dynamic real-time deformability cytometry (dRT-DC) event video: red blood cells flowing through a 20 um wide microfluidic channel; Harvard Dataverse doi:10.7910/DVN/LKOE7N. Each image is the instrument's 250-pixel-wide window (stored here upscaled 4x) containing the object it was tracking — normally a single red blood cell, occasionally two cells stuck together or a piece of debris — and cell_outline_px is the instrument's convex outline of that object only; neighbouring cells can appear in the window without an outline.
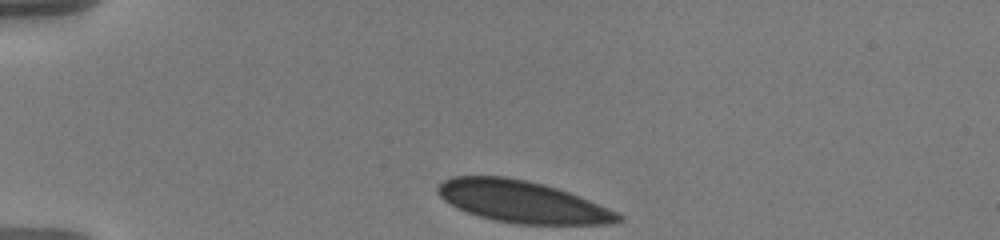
{"species": "human", "species_latin": "Homo sapiens", "temperature_condition": "warm", "stored_images_in_passage": 44, "camera_frame_rate_fps": 3000, "um_per_image_px": 0.085, "donor": {"sex": "male"}, "frame": {"image": 1, "passage_image": 1, "time_ms": 0.0, "image_size_px": [1000, 240], "cell_outline_px": [[624, 220], [608, 224], [520, 224], [496, 220], [480, 216], [468, 212], [444, 200], [436, 192], [436, 188], [444, 180], [452, 176], [508, 176], [544, 184], [580, 196], [608, 208], [624, 216]], "centroid_in_image_um": [44.41, 17.14], "position_along_channel_um": 40.6, "area_um2": 43.64}}
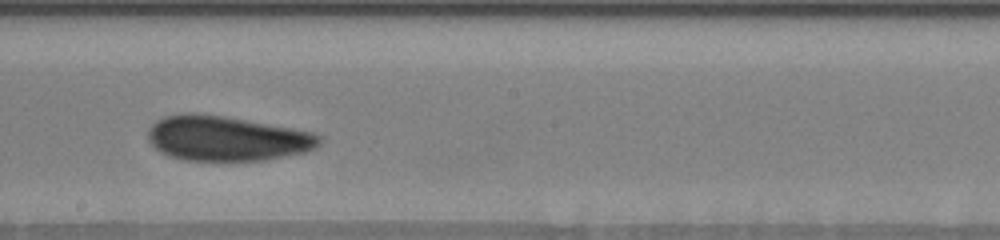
{"frame": {"image": 2, "passage_image": 21, "time_ms": 6.667, "image_size_px": [1000, 240], "cell_outline_px": [[320, 144], [304, 152], [264, 160], [184, 160], [168, 156], [160, 152], [148, 140], [148, 128], [156, 120], [164, 116], [188, 112], [196, 112], [224, 116], [292, 128], [312, 132], [320, 136]], "centroid_in_image_um": [19.21, 11.75], "position_along_channel_um": 229.0, "area_um2": 44.74}}
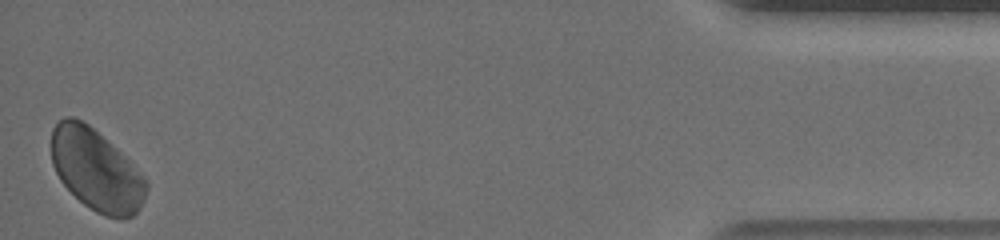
{"frame": {"image": 3, "passage_image": 44, "time_ms": 14.333, "image_size_px": [1000, 240], "cell_outline_px": [[148, 188], [144, 200], [140, 208], [132, 216], [124, 220], [120, 220], [104, 216], [96, 212], [84, 204], [60, 180], [52, 164], [52, 128], [60, 120], [68, 116], [72, 116], [84, 120], [120, 152], [148, 180]], "centroid_in_image_um": [8.19, 14.47], "position_along_channel_um": 427.0, "area_um2": 45.03}, "authors_computed_cell_mechanics": {"area_um2": 44.5638, "velocity_mm_per_s": 3.5265, "shape_relaxation_time_tau1_ms": 4.7432, "shape_relaxation_time_tau2_ms": 3.3997, "deformation_change_tau1": 0.0583, "deformation_change_tau2": 0.0382}}